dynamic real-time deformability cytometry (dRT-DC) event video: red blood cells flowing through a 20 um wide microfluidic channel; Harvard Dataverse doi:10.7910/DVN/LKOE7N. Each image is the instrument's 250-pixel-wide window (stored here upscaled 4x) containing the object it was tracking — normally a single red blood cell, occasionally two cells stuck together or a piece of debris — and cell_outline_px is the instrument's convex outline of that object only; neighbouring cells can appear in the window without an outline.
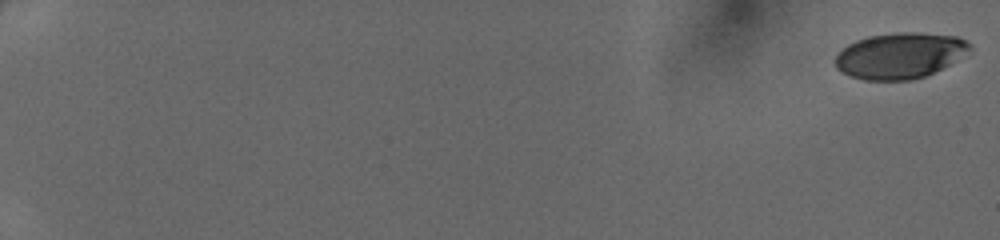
{"species": "human", "species_latin": "Homo sapiens", "temperature_condition": "cold", "stored_images_in_passage": 50, "camera_frame_rate_fps": 3000, "um_per_image_px": 0.085, "donor": {"sex": "female"}, "frame": {"image": 1, "passage_image": 1, "time_ms": 0.0, "image_size_px": [1000, 240], "cell_outline_px": [[972, 48], [948, 64], [924, 76], [912, 80], [864, 80], [852, 76], [836, 68], [832, 60], [848, 44], [856, 40], [868, 36], [896, 32], [920, 32], [956, 36], [972, 44]], "centroid_in_image_um": [76.45, 4.71], "position_along_channel_um": 8.6, "area_um2": 35.66}}
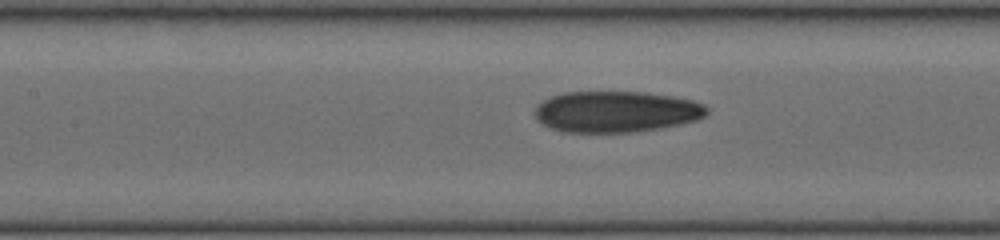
{"frame": {"image": 2, "passage_image": 27, "time_ms": 8.667, "image_size_px": [1000, 240], "cell_outline_px": [[708, 112], [704, 116], [696, 120], [680, 124], [660, 128], [632, 132], [560, 132], [536, 120], [536, 108], [544, 100], [552, 96], [564, 92], [644, 92], [672, 96], [692, 100], [704, 104], [708, 108]], "centroid_in_image_um": [52.39, 9.49], "position_along_channel_um": 155.0, "area_um2": 41.15}}
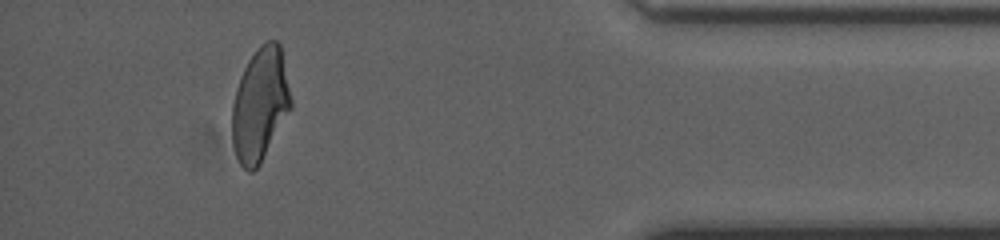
{"frame": {"image": 3, "passage_image": 47, "time_ms": 15.333, "image_size_px": [1000, 240], "cell_outline_px": [[292, 108], [260, 164], [252, 172], [248, 172], [240, 164], [236, 156], [232, 144], [232, 104], [236, 88], [240, 76], [248, 60], [260, 44], [268, 40], [276, 40], [280, 44], [292, 100]], "centroid_in_image_um": [22.1, 8.89], "position_along_channel_um": 413.1, "area_um2": 39.02}}